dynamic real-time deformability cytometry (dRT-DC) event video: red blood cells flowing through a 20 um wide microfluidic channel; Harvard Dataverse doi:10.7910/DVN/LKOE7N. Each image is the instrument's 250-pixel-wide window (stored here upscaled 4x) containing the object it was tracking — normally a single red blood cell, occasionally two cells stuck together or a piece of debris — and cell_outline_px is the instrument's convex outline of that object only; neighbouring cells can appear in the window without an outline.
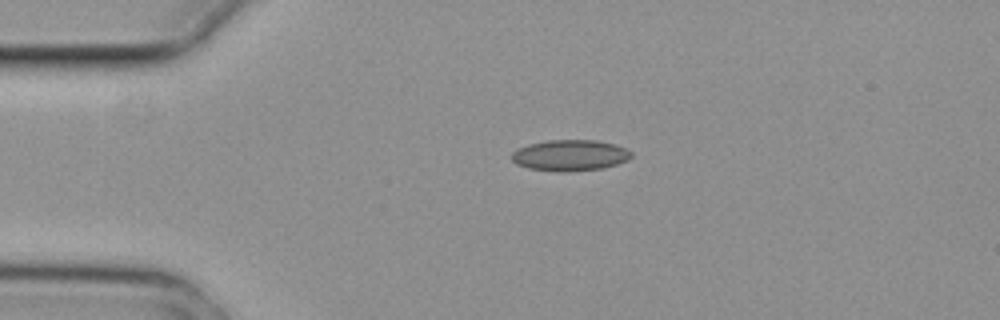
{"species": "common noctule bat (a hibernating species)", "species_latin": "Nyctalus noctula", "temperature_condition": "cold", "stored_images_in_passage": 2, "camera_frame_rate_fps": 3000, "um_per_image_px": 0.085, "animal": {"sex": "female", "body_mass_g": 29.2, "forearm_length_mm": 56.3}, "frame": {"image": 1, "passage_image": 1, "time_ms": 0.0, "image_size_px": [1000, 320], "cell_outline_px": [[632, 156], [628, 160], [604, 168], [564, 172], [528, 168], [516, 164], [512, 160], [512, 152], [516, 148], [528, 144], [548, 140], [596, 140], [616, 144], [632, 152]], "centroid_in_image_um": [48.45, 13.19], "position_along_channel_um": 36.6, "area_um2": 21.73}}